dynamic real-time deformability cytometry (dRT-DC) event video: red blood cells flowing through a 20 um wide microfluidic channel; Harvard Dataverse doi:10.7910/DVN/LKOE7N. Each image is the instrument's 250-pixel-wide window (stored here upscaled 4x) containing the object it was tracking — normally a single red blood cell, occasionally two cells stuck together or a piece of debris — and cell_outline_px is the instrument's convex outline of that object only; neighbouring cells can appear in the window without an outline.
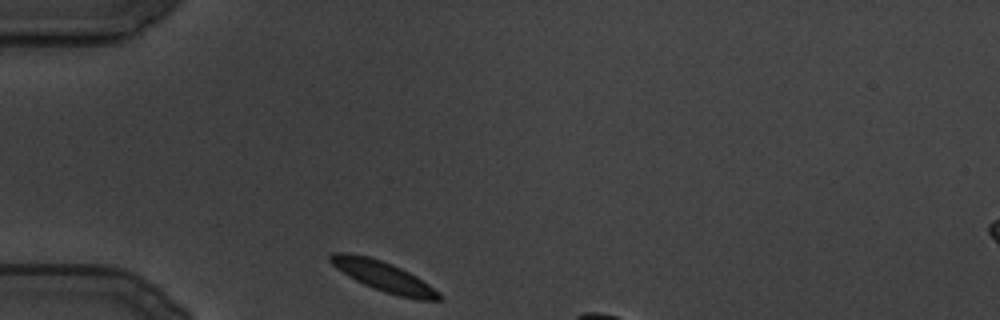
{"species": "common noctule bat (a hibernating species)", "species_latin": "Nyctalus noctula", "temperature_condition": "cold", "stored_images_in_passage": 12, "camera_frame_rate_fps": 3000, "um_per_image_px": 0.085, "animal": {"sex": "male", "body_mass_g": 19.5, "forearm_length_mm": 54.6}, "frame": {"image": 1, "passage_image": 1, "time_ms": 0.0, "image_size_px": [1000, 320], "cell_outline_px": [[444, 300], [416, 300], [384, 292], [364, 284], [348, 276], [336, 268], [328, 260], [328, 256], [332, 252], [348, 252], [368, 256], [392, 264], [416, 276], [440, 292]], "centroid_in_image_um": [32.59, 23.49], "position_along_channel_um": 52.4, "area_um2": 19.07}}